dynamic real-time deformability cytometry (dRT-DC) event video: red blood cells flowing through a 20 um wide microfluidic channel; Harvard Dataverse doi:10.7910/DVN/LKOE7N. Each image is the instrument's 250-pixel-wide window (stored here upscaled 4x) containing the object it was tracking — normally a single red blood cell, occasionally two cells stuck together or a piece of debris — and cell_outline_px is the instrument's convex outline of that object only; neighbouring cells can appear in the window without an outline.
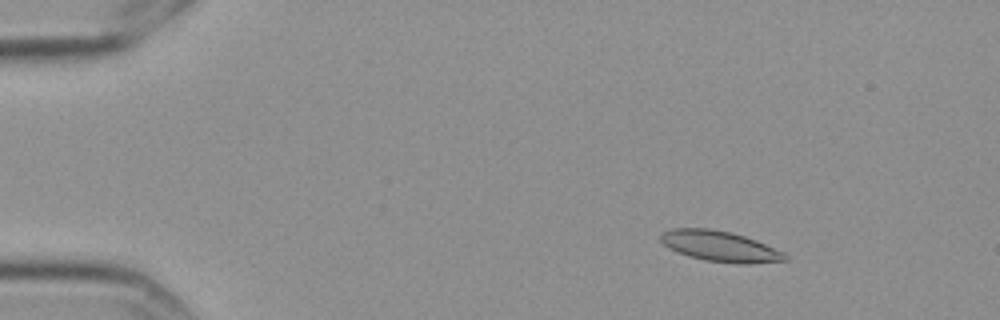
{"species": "Egyptian fruit bat (a non-hibernating species)", "species_latin": "Rousettus aegyptiacus", "temperature_condition": "cold", "stored_images_in_passage": 5, "camera_frame_rate_fps": 3000, "um_per_image_px": 0.085, "frame": {"image": 1, "passage_image": 3, "time_ms": 0.667, "image_size_px": [1000, 320], "cell_outline_px": [[788, 260], [748, 264], [740, 264], [704, 260], [688, 256], [676, 252], [668, 248], [660, 240], [660, 236], [664, 232], [672, 228], [708, 228], [728, 232], [744, 236], [756, 240], [784, 252], [788, 256]], "centroid_in_image_um": [61.19, 20.94], "position_along_channel_um": 23.8, "area_um2": 22.14}}